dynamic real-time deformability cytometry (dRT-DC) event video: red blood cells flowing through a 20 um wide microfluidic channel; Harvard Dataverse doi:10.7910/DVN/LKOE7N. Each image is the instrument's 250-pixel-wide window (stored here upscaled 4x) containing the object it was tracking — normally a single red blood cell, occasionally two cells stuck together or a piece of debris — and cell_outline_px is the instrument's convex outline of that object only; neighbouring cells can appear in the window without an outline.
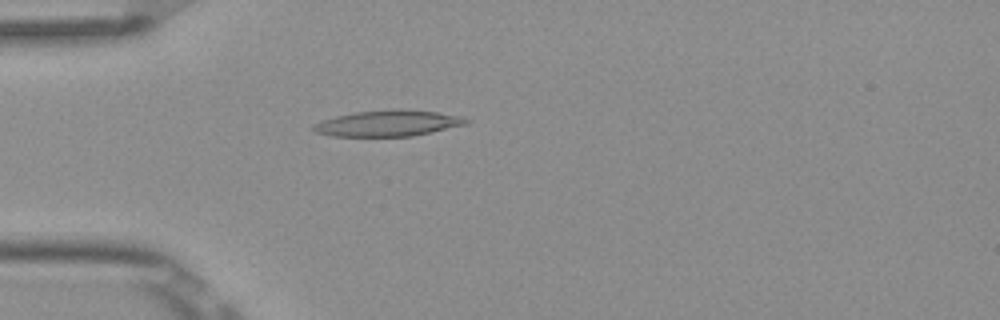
{"species": "Egyptian fruit bat (a non-hibernating species)", "species_latin": "Rousettus aegyptiacus", "temperature_condition": "room temperature", "stored_images_in_passage": 4, "camera_frame_rate_fps": 3000, "um_per_image_px": 0.085, "frame": {"image": 1, "passage_image": 4, "time_ms": 1.0, "image_size_px": [1000, 320], "cell_outline_px": [[472, 120], [468, 124], [432, 132], [412, 136], [332, 136], [316, 132], [312, 128], [312, 124], [336, 116], [356, 112], [392, 108], [436, 112], [464, 116]], "centroid_in_image_um": [33.04, 10.47], "position_along_channel_um": 52.0, "area_um2": 23.29}}